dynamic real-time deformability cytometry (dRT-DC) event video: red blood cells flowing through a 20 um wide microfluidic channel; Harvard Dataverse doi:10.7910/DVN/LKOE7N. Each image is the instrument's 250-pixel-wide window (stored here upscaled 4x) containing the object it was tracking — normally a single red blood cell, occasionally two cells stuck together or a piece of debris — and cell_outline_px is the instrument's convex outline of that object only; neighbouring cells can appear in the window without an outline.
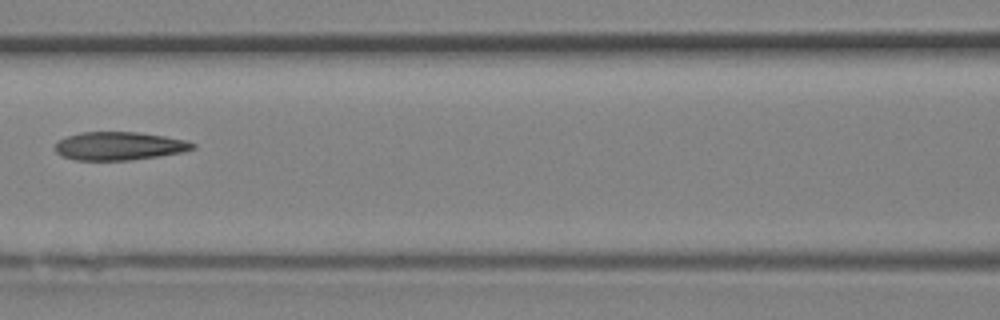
{"species": "Egyptian fruit bat (a non-hibernating species)", "species_latin": "Rousettus aegyptiacus", "temperature_condition": "room temperature", "stored_images_in_passage": 10, "camera_frame_rate_fps": 3000, "um_per_image_px": 0.085, "animal": {"sex": "female"}, "frame": {"image": 1, "passage_image": 5, "time_ms": 1.333, "image_size_px": [1000, 320], "cell_outline_px": [[196, 148], [184, 152], [132, 160], [76, 160], [60, 156], [56, 152], [56, 140], [80, 132], [136, 132], [164, 136], [188, 140], [196, 144]], "centroid_in_image_um": [10.15, 12.41], "position_along_channel_um": 156.5, "area_um2": 22.83}}
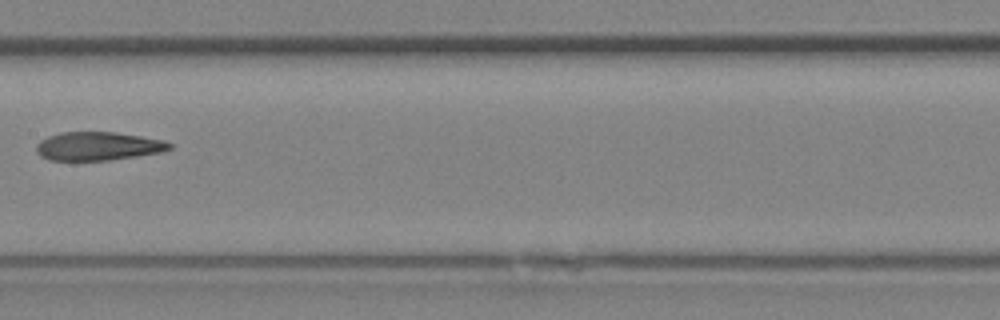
{"frame": {"image": 2, "passage_image": 7, "time_ms": 2.0, "image_size_px": [1000, 320], "cell_outline_px": [[172, 148], [164, 152], [112, 160], [48, 160], [40, 156], [36, 152], [36, 144], [40, 140], [48, 136], [60, 132], [116, 132], [164, 140], [172, 144]], "centroid_in_image_um": [8.34, 12.42], "position_along_channel_um": 199.1, "area_um2": 22.37}}